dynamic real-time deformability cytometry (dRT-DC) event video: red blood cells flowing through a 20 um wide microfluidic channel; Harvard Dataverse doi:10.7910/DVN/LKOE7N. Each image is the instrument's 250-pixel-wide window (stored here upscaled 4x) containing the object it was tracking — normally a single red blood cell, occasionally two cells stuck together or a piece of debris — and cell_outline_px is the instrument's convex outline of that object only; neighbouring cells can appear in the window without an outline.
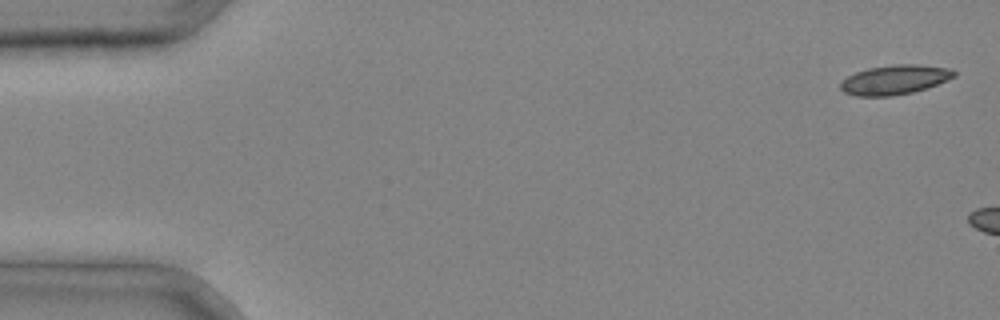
{"species": "common noctule bat (a hibernating species)", "species_latin": "Nyctalus noctula", "temperature_condition": "cold", "stored_images_in_passage": 2, "camera_frame_rate_fps": 3000, "um_per_image_px": 0.085, "animal": {"sex": "male", "body_mass_g": 20.4}, "frame": {"image": 1, "passage_image": 1, "time_ms": 0.0, "image_size_px": [1000, 320], "cell_outline_px": [[956, 76], [948, 80], [928, 88], [912, 92], [892, 96], [856, 96], [844, 92], [840, 88], [840, 84], [848, 76], [856, 72], [868, 68], [896, 64], [916, 64], [952, 68], [956, 72]], "centroid_in_image_um": [76.09, 6.77], "position_along_channel_um": 8.9, "area_um2": 19.59}}